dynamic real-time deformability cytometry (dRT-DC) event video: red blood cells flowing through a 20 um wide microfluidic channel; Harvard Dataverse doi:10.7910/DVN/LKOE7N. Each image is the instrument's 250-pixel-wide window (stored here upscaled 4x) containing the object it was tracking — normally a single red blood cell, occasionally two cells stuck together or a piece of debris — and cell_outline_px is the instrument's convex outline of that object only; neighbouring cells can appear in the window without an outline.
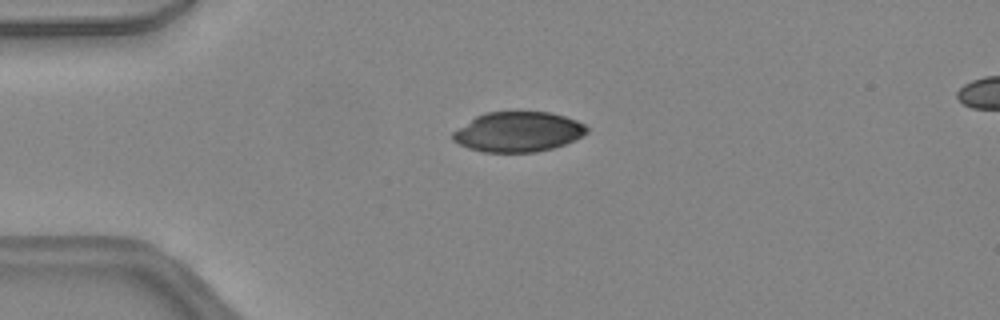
{"species": "common noctule bat (a hibernating species)", "species_latin": "Nyctalus noctula", "temperature_condition": "warm", "stored_images_in_passage": 39, "camera_frame_rate_fps": 3000, "um_per_image_px": 0.085, "animal": {"sex": "female", "body_mass_g": 24.6, "forearm_length_mm": 56.2}, "frame": {"image": 1, "passage_image": 4, "time_ms": 1.0, "image_size_px": [1000, 320], "cell_outline_px": [[588, 132], [576, 140], [552, 148], [536, 152], [484, 152], [468, 148], [452, 140], [452, 132], [476, 116], [484, 112], [548, 112], [564, 116], [576, 120], [584, 124], [588, 128]], "centroid_in_image_um": [44.04, 11.21], "position_along_channel_um": 41.0, "area_um2": 31.21}}
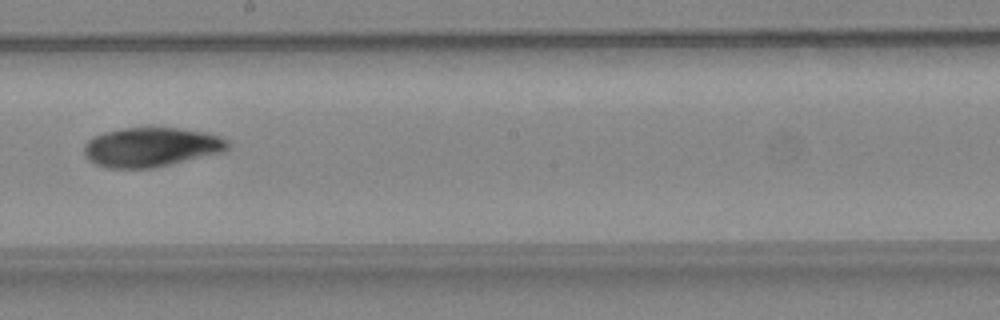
{"frame": {"image": 2, "passage_image": 19, "time_ms": 6.0, "image_size_px": [1000, 320], "cell_outline_px": [[232, 144], [224, 152], [152, 168], [104, 168], [88, 160], [84, 156], [84, 144], [92, 136], [104, 132], [124, 128], [148, 124], [152, 124], [204, 132], [220, 136], [228, 140]], "centroid_in_image_um": [12.84, 12.46], "position_along_channel_um": 235.4, "area_um2": 33.99}}
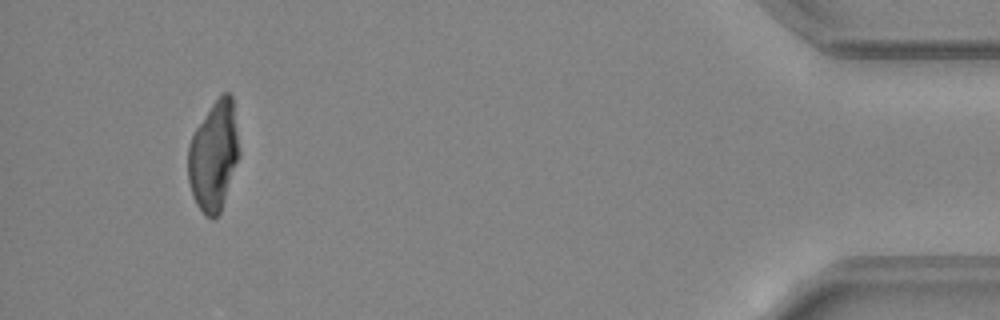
{"frame": {"image": 3, "passage_image": 36, "time_ms": 11.667, "image_size_px": [1000, 320], "cell_outline_px": [[240, 156], [220, 212], [212, 220], [204, 216], [196, 204], [192, 196], [188, 180], [188, 144], [196, 128], [212, 104], [224, 92], [228, 92], [232, 96], [240, 148]], "centroid_in_image_um": [18.17, 13.29], "position_along_channel_um": 417.0, "area_um2": 32.83}}